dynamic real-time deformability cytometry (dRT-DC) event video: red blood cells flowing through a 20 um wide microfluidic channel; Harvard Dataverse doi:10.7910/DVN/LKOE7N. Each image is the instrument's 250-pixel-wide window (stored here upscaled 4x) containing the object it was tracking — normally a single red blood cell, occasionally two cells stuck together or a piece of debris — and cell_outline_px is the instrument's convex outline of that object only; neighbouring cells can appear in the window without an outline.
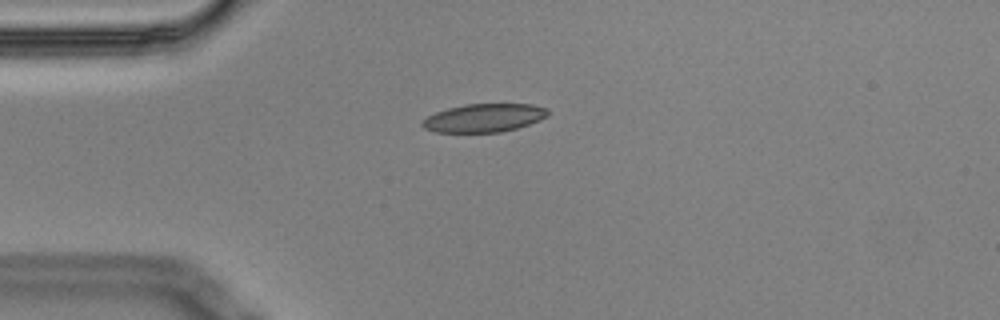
{"species": "Egyptian fruit bat (a non-hibernating species)", "species_latin": "Rousettus aegyptiacus", "temperature_condition": "cold", "stored_images_in_passage": 4, "camera_frame_rate_fps": 3000, "um_per_image_px": 0.085, "animal": {"sex": "male"}, "frame": {"image": 1, "passage_image": 2, "time_ms": 0.333, "image_size_px": [1000, 320], "cell_outline_px": [[548, 116], [540, 120], [516, 128], [500, 132], [436, 132], [424, 128], [420, 124], [428, 116], [436, 112], [448, 108], [464, 104], [532, 104], [548, 108]], "centroid_in_image_um": [41.15, 10.01], "position_along_channel_um": 43.8, "area_um2": 20.63}}